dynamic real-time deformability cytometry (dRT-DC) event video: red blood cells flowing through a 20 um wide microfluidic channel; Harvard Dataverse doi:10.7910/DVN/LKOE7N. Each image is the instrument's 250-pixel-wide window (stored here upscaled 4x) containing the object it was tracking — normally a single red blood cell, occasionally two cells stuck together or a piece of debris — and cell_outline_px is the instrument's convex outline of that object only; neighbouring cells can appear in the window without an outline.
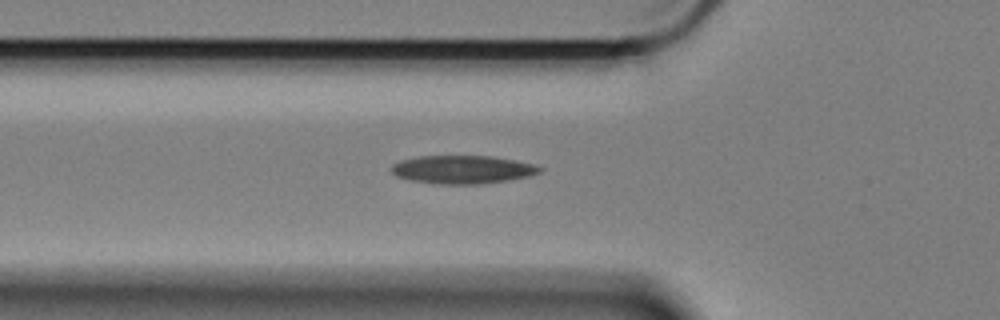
{"species": "Egyptian fruit bat (a non-hibernating species)", "species_latin": "Rousettus aegyptiacus", "temperature_condition": "cold", "stored_images_in_passage": 10, "camera_frame_rate_fps": 3000, "um_per_image_px": 0.085, "animal": {"sex": "female"}, "frame": {"image": 1, "passage_image": 2, "time_ms": 0.333, "image_size_px": [1000, 320], "cell_outline_px": [[544, 168], [540, 172], [528, 176], [508, 180], [480, 184], [440, 184], [412, 180], [396, 176], [392, 172], [392, 164], [400, 160], [416, 156], [492, 156], [532, 164]], "centroid_in_image_um": [39.29, 14.4], "position_along_channel_um": 86.5, "area_um2": 24.22}}
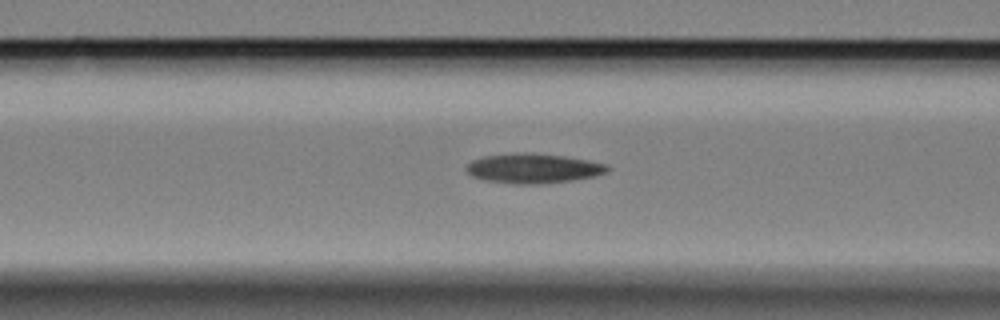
{"frame": {"image": 2, "passage_image": 5, "time_ms": 1.333, "image_size_px": [1000, 320], "cell_outline_px": [[612, 168], [604, 172], [592, 176], [568, 180], [536, 184], [512, 184], [484, 180], [472, 176], [464, 168], [472, 160], [484, 156], [516, 152], [532, 152], [564, 156], [588, 160], [608, 164]], "centroid_in_image_um": [45.28, 14.29], "position_along_channel_um": 121.3, "area_um2": 24.39}}